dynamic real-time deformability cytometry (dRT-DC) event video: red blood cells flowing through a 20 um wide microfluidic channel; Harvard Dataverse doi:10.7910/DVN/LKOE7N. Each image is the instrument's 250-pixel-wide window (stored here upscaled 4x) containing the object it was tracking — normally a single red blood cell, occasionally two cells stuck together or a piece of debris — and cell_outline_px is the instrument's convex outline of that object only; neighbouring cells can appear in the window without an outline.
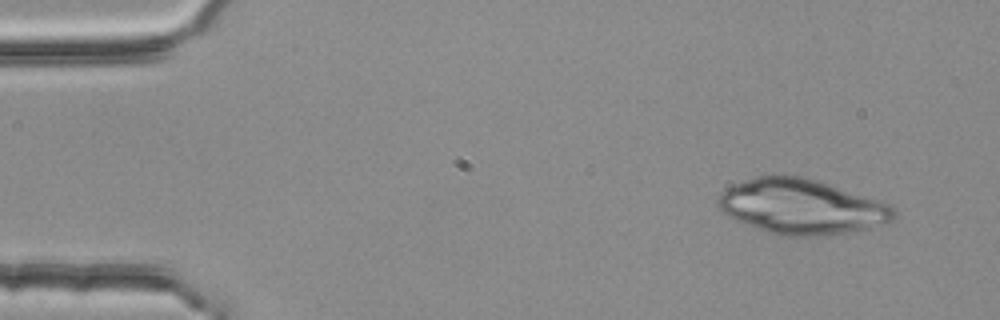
{"species": "common noctule bat (a hibernating species)", "species_latin": "Nyctalus noctula", "temperature_condition": "room temperature", "stored_images_in_passage": 5, "camera_frame_rate_fps": 3000, "um_per_image_px": 0.085, "animal": {"sex": "female", "body_mass_g": 25.1}, "frame": {"image": 1, "passage_image": 5, "time_ms": 1.333, "image_size_px": [1000, 320], "cell_outline_px": [[896, 216], [888, 224], [848, 232], [816, 236], [784, 236], [768, 232], [756, 228], [736, 220], [728, 216], [716, 204], [716, 200], [720, 192], [736, 184], [756, 176], [800, 176], [816, 180], [884, 200], [892, 204], [896, 212]], "centroid_in_image_um": [68.2, 17.57], "position_along_channel_um": 16.8, "area_um2": 56.47}}